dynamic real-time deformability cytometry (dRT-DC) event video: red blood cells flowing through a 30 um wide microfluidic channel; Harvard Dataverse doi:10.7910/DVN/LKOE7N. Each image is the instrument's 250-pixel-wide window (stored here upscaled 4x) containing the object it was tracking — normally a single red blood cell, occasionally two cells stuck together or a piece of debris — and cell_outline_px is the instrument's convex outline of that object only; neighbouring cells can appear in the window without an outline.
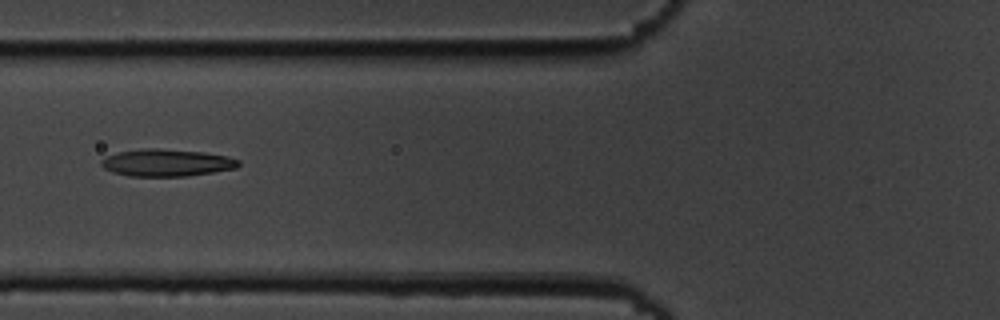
{"species": "common noctule bat (a hibernating species)", "species_latin": "Nyctalus noctula", "temperature_condition": "cold", "stored_images_in_passage": 8, "camera_frame_rate_fps": 3000, "um_per_image_px": 0.085, "animal": {"sex": "male", "body_mass_g": 19.5, "forearm_length_mm": 54.6}, "frame": {"image": 1, "passage_image": 7, "time_ms": 7.0, "image_size_px": [1000, 320], "cell_outline_px": [[240, 164], [236, 168], [188, 176], [128, 176], [112, 172], [104, 168], [100, 164], [100, 160], [108, 156], [120, 152], [144, 148], [156, 148], [204, 152], [228, 156], [240, 160]], "centroid_in_image_um": [14.17, 13.83], "position_along_channel_um": 111.6, "area_um2": 21.73}}
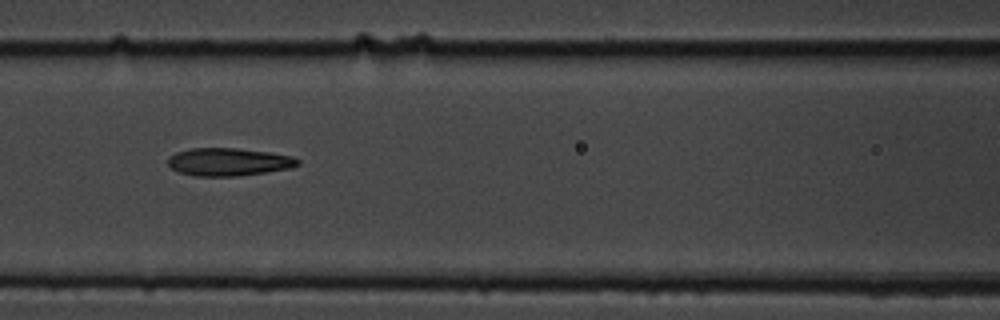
{"frame": {"image": 2, "passage_image": 8, "time_ms": 8.0, "image_size_px": [1000, 320], "cell_outline_px": [[300, 164], [292, 168], [236, 176], [192, 176], [180, 172], [172, 168], [168, 164], [168, 156], [176, 152], [192, 148], [236, 148], [268, 152], [292, 156], [300, 160]], "centroid_in_image_um": [19.43, 13.76], "position_along_channel_um": 147.2, "area_um2": 21.04}}